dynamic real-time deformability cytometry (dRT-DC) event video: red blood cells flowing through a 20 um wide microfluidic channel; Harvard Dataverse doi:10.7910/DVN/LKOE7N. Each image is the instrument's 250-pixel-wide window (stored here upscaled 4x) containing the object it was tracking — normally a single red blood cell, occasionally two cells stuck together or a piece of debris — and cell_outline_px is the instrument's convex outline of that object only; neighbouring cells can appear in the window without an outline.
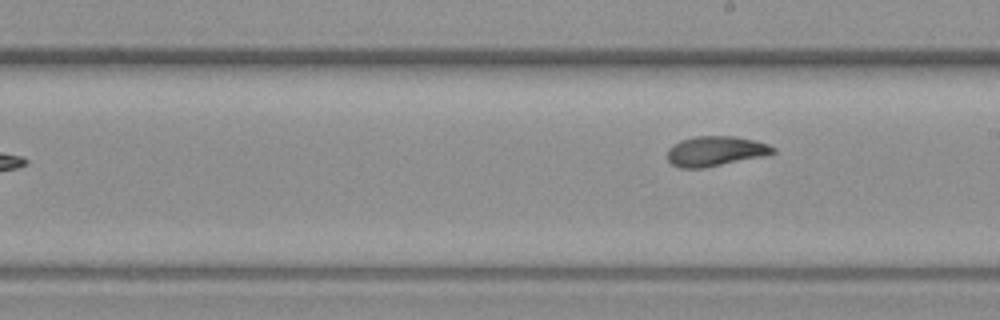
{"species": "common noctule bat (a hibernating species)", "species_latin": "Nyctalus noctula", "temperature_condition": "warm", "stored_images_in_passage": 10, "camera_frame_rate_fps": 3000, "um_per_image_px": 0.085, "animal": {"sex": "female", "body_mass_g": 19.3, "forearm_length_mm": 54.1}, "frame": {"image": 1, "passage_image": 10, "time_ms": 3.0, "image_size_px": [1000, 320], "cell_outline_px": [[776, 152], [720, 164], [700, 168], [680, 168], [672, 164], [668, 160], [668, 148], [672, 144], [680, 140], [696, 136], [736, 136], [756, 140], [768, 144], [776, 148]], "centroid_in_image_um": [60.76, 12.82], "position_along_channel_um": 228.2, "area_um2": 18.09}}